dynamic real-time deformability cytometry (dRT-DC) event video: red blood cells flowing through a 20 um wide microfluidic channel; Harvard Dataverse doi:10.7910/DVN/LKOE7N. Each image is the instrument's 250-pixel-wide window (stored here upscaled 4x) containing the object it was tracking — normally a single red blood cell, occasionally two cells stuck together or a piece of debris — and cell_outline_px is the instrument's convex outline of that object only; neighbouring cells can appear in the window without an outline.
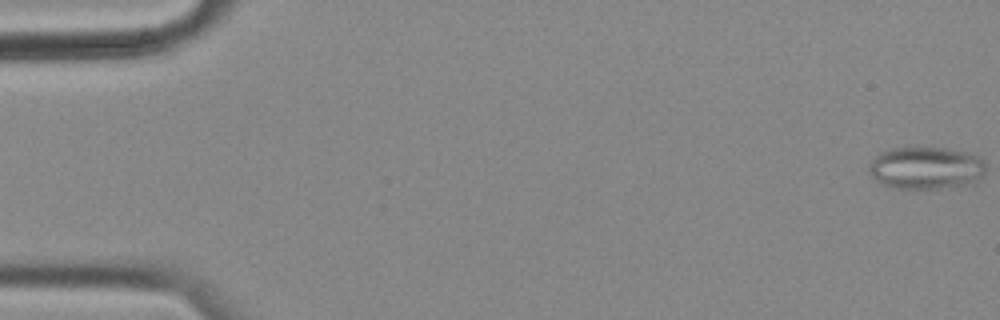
{"species": "common noctule bat (a hibernating species)", "species_latin": "Nyctalus noctula", "temperature_condition": "cold", "stored_images_in_passage": 58, "camera_frame_rate_fps": 3000, "um_per_image_px": 0.085, "animal": {"sex": "female", "body_mass_g": 18.4}, "frame": {"image": 1, "passage_image": 1, "time_ms": 0.0, "image_size_px": [1000, 320], "cell_outline_px": [[984, 172], [972, 184], [940, 188], [892, 188], [876, 180], [868, 172], [868, 164], [880, 152], [892, 148], [908, 144], [944, 148], [968, 152], [984, 160]], "centroid_in_image_um": [78.66, 14.23], "position_along_channel_um": 6.3, "area_um2": 29.48}}
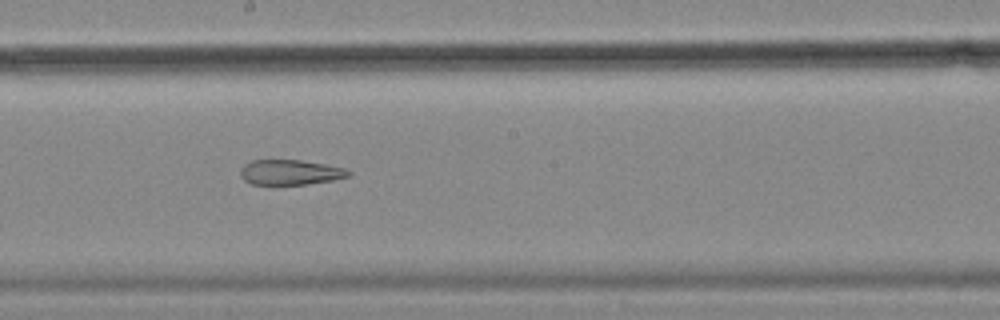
{"frame": {"image": 2, "passage_image": 32, "time_ms": 10.333, "image_size_px": [1000, 320], "cell_outline_px": [[352, 172], [348, 176], [332, 180], [304, 184], [252, 184], [244, 180], [240, 176], [240, 168], [244, 164], [252, 160], [300, 160], [324, 164], [344, 168]], "centroid_in_image_um": [24.63, 14.64], "position_along_channel_um": 223.6, "area_um2": 15.66}}
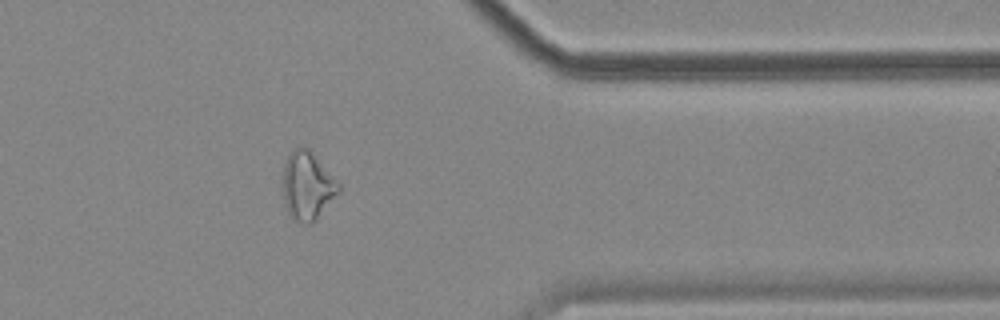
{"frame": {"image": 3, "passage_image": 47, "time_ms": 15.333, "image_size_px": [1000, 320], "cell_outline_px": [[340, 192], [316, 220], [312, 224], [304, 224], [292, 220], [284, 204], [284, 164], [288, 156], [296, 148], [304, 144], [312, 152], [340, 184]], "centroid_in_image_um": [26.14, 15.83], "position_along_channel_um": 385.3, "area_um2": 22.2}, "authors_computed_cell_mechanics": {"area_um2": 23.4379, "velocity_mm_per_s": 3.5023, "shape_relaxation_time_tau1_ms": null, "shape_relaxation_time_tau2_ms": 7.1048, "deformation_change_tau1": null, "deformation_change_tau2": 0.2015}}